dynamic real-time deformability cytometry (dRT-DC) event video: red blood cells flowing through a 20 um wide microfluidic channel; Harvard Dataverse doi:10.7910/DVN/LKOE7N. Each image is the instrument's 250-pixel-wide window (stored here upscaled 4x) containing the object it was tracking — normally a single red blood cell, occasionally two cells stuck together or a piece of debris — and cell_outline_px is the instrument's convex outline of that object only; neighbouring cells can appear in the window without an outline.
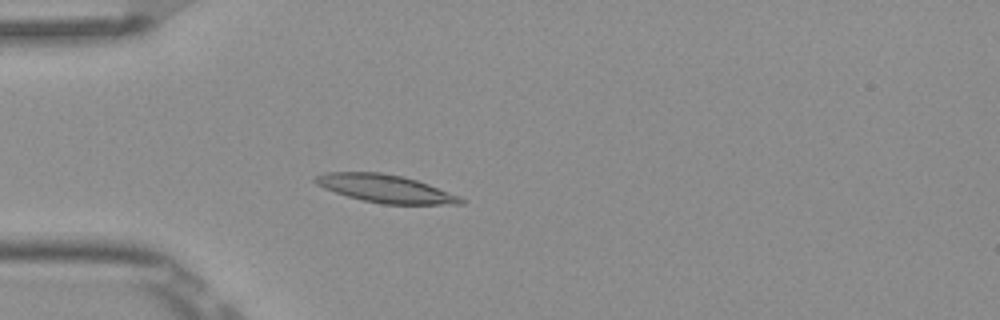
{"species": "Egyptian fruit bat (a non-hibernating species)", "species_latin": "Rousettus aegyptiacus", "temperature_condition": "room temperature", "stored_images_in_passage": 5, "camera_frame_rate_fps": 3000, "um_per_image_px": 0.085, "frame": {"image": 1, "passage_image": 5, "time_ms": 1.333, "image_size_px": [1000, 320], "cell_outline_px": [[464, 204], [384, 204], [364, 200], [348, 196], [324, 188], [316, 184], [312, 180], [316, 176], [324, 172], [380, 172], [404, 176], [428, 184], [460, 196], [464, 200]], "centroid_in_image_um": [32.75, 16.02], "position_along_channel_um": 52.2, "area_um2": 23.47}}